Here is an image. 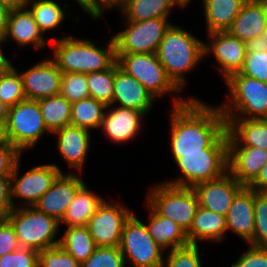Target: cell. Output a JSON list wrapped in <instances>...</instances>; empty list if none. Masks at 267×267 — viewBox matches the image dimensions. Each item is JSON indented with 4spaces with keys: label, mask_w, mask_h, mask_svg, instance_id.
Listing matches in <instances>:
<instances>
[{
    "label": "cell",
    "mask_w": 267,
    "mask_h": 267,
    "mask_svg": "<svg viewBox=\"0 0 267 267\" xmlns=\"http://www.w3.org/2000/svg\"><path fill=\"white\" fill-rule=\"evenodd\" d=\"M13 209L10 177H0V216H6Z\"/></svg>",
    "instance_id": "obj_47"
},
{
    "label": "cell",
    "mask_w": 267,
    "mask_h": 267,
    "mask_svg": "<svg viewBox=\"0 0 267 267\" xmlns=\"http://www.w3.org/2000/svg\"><path fill=\"white\" fill-rule=\"evenodd\" d=\"M106 199L91 216L87 227L97 246L120 245L123 226L133 210L120 201Z\"/></svg>",
    "instance_id": "obj_13"
},
{
    "label": "cell",
    "mask_w": 267,
    "mask_h": 267,
    "mask_svg": "<svg viewBox=\"0 0 267 267\" xmlns=\"http://www.w3.org/2000/svg\"><path fill=\"white\" fill-rule=\"evenodd\" d=\"M257 1L261 4L263 13L265 15V18L267 19V0H257Z\"/></svg>",
    "instance_id": "obj_57"
},
{
    "label": "cell",
    "mask_w": 267,
    "mask_h": 267,
    "mask_svg": "<svg viewBox=\"0 0 267 267\" xmlns=\"http://www.w3.org/2000/svg\"><path fill=\"white\" fill-rule=\"evenodd\" d=\"M5 219L4 216H0V223Z\"/></svg>",
    "instance_id": "obj_60"
},
{
    "label": "cell",
    "mask_w": 267,
    "mask_h": 267,
    "mask_svg": "<svg viewBox=\"0 0 267 267\" xmlns=\"http://www.w3.org/2000/svg\"><path fill=\"white\" fill-rule=\"evenodd\" d=\"M6 219L14 228L20 247L42 251L60 243L56 237L60 222L34 206L13 208Z\"/></svg>",
    "instance_id": "obj_6"
},
{
    "label": "cell",
    "mask_w": 267,
    "mask_h": 267,
    "mask_svg": "<svg viewBox=\"0 0 267 267\" xmlns=\"http://www.w3.org/2000/svg\"><path fill=\"white\" fill-rule=\"evenodd\" d=\"M126 0H97V19L104 16L105 9L119 8Z\"/></svg>",
    "instance_id": "obj_49"
},
{
    "label": "cell",
    "mask_w": 267,
    "mask_h": 267,
    "mask_svg": "<svg viewBox=\"0 0 267 267\" xmlns=\"http://www.w3.org/2000/svg\"><path fill=\"white\" fill-rule=\"evenodd\" d=\"M224 82L230 101L219 106L225 118L267 119V83L239 72Z\"/></svg>",
    "instance_id": "obj_5"
},
{
    "label": "cell",
    "mask_w": 267,
    "mask_h": 267,
    "mask_svg": "<svg viewBox=\"0 0 267 267\" xmlns=\"http://www.w3.org/2000/svg\"><path fill=\"white\" fill-rule=\"evenodd\" d=\"M227 233L231 231L247 245L254 234V190L244 186L234 197L226 214Z\"/></svg>",
    "instance_id": "obj_23"
},
{
    "label": "cell",
    "mask_w": 267,
    "mask_h": 267,
    "mask_svg": "<svg viewBox=\"0 0 267 267\" xmlns=\"http://www.w3.org/2000/svg\"><path fill=\"white\" fill-rule=\"evenodd\" d=\"M115 63L106 70L87 74V85L90 97L103 102L106 106L112 105L114 97Z\"/></svg>",
    "instance_id": "obj_35"
},
{
    "label": "cell",
    "mask_w": 267,
    "mask_h": 267,
    "mask_svg": "<svg viewBox=\"0 0 267 267\" xmlns=\"http://www.w3.org/2000/svg\"><path fill=\"white\" fill-rule=\"evenodd\" d=\"M145 116L144 113L132 108L109 105L106 108L100 129L112 142H130L140 132L143 124L142 119Z\"/></svg>",
    "instance_id": "obj_18"
},
{
    "label": "cell",
    "mask_w": 267,
    "mask_h": 267,
    "mask_svg": "<svg viewBox=\"0 0 267 267\" xmlns=\"http://www.w3.org/2000/svg\"><path fill=\"white\" fill-rule=\"evenodd\" d=\"M207 34L227 31L247 0H202Z\"/></svg>",
    "instance_id": "obj_29"
},
{
    "label": "cell",
    "mask_w": 267,
    "mask_h": 267,
    "mask_svg": "<svg viewBox=\"0 0 267 267\" xmlns=\"http://www.w3.org/2000/svg\"><path fill=\"white\" fill-rule=\"evenodd\" d=\"M53 40L52 59L63 73L88 74L110 68L116 61L115 42L110 35L107 46L98 47L91 39L72 35Z\"/></svg>",
    "instance_id": "obj_2"
},
{
    "label": "cell",
    "mask_w": 267,
    "mask_h": 267,
    "mask_svg": "<svg viewBox=\"0 0 267 267\" xmlns=\"http://www.w3.org/2000/svg\"><path fill=\"white\" fill-rule=\"evenodd\" d=\"M260 45L267 47V26L263 32V35L261 37V40L259 42Z\"/></svg>",
    "instance_id": "obj_56"
},
{
    "label": "cell",
    "mask_w": 267,
    "mask_h": 267,
    "mask_svg": "<svg viewBox=\"0 0 267 267\" xmlns=\"http://www.w3.org/2000/svg\"><path fill=\"white\" fill-rule=\"evenodd\" d=\"M25 99L22 77L13 65L7 72L0 75V100L12 107Z\"/></svg>",
    "instance_id": "obj_37"
},
{
    "label": "cell",
    "mask_w": 267,
    "mask_h": 267,
    "mask_svg": "<svg viewBox=\"0 0 267 267\" xmlns=\"http://www.w3.org/2000/svg\"><path fill=\"white\" fill-rule=\"evenodd\" d=\"M10 9L6 6L0 4V34L4 36L6 29H7V23H8V17L10 14Z\"/></svg>",
    "instance_id": "obj_51"
},
{
    "label": "cell",
    "mask_w": 267,
    "mask_h": 267,
    "mask_svg": "<svg viewBox=\"0 0 267 267\" xmlns=\"http://www.w3.org/2000/svg\"><path fill=\"white\" fill-rule=\"evenodd\" d=\"M82 173H61L37 201L34 207L59 222L63 219L70 203L76 196L77 191L85 184L81 179Z\"/></svg>",
    "instance_id": "obj_16"
},
{
    "label": "cell",
    "mask_w": 267,
    "mask_h": 267,
    "mask_svg": "<svg viewBox=\"0 0 267 267\" xmlns=\"http://www.w3.org/2000/svg\"><path fill=\"white\" fill-rule=\"evenodd\" d=\"M225 119L228 146H251L267 150V119Z\"/></svg>",
    "instance_id": "obj_25"
},
{
    "label": "cell",
    "mask_w": 267,
    "mask_h": 267,
    "mask_svg": "<svg viewBox=\"0 0 267 267\" xmlns=\"http://www.w3.org/2000/svg\"><path fill=\"white\" fill-rule=\"evenodd\" d=\"M119 248L133 267H163L165 251L150 236L145 223L132 213L126 220ZM164 252V253H163Z\"/></svg>",
    "instance_id": "obj_10"
},
{
    "label": "cell",
    "mask_w": 267,
    "mask_h": 267,
    "mask_svg": "<svg viewBox=\"0 0 267 267\" xmlns=\"http://www.w3.org/2000/svg\"><path fill=\"white\" fill-rule=\"evenodd\" d=\"M113 88L112 105L132 108L149 115L154 106L155 98L139 81L122 70L117 61L115 62Z\"/></svg>",
    "instance_id": "obj_19"
},
{
    "label": "cell",
    "mask_w": 267,
    "mask_h": 267,
    "mask_svg": "<svg viewBox=\"0 0 267 267\" xmlns=\"http://www.w3.org/2000/svg\"><path fill=\"white\" fill-rule=\"evenodd\" d=\"M209 44L204 42V58L210 54L218 62L217 69L226 81L239 72L244 64L249 44L225 32L207 34Z\"/></svg>",
    "instance_id": "obj_14"
},
{
    "label": "cell",
    "mask_w": 267,
    "mask_h": 267,
    "mask_svg": "<svg viewBox=\"0 0 267 267\" xmlns=\"http://www.w3.org/2000/svg\"><path fill=\"white\" fill-rule=\"evenodd\" d=\"M230 267H267V248L248 244V249Z\"/></svg>",
    "instance_id": "obj_44"
},
{
    "label": "cell",
    "mask_w": 267,
    "mask_h": 267,
    "mask_svg": "<svg viewBox=\"0 0 267 267\" xmlns=\"http://www.w3.org/2000/svg\"><path fill=\"white\" fill-rule=\"evenodd\" d=\"M29 0H0V4L6 6L10 10L27 8Z\"/></svg>",
    "instance_id": "obj_52"
},
{
    "label": "cell",
    "mask_w": 267,
    "mask_h": 267,
    "mask_svg": "<svg viewBox=\"0 0 267 267\" xmlns=\"http://www.w3.org/2000/svg\"><path fill=\"white\" fill-rule=\"evenodd\" d=\"M189 99L171 107L170 147L172 153L202 152L211 147L226 131L227 122L220 106Z\"/></svg>",
    "instance_id": "obj_1"
},
{
    "label": "cell",
    "mask_w": 267,
    "mask_h": 267,
    "mask_svg": "<svg viewBox=\"0 0 267 267\" xmlns=\"http://www.w3.org/2000/svg\"><path fill=\"white\" fill-rule=\"evenodd\" d=\"M150 187L146 201L159 215L177 223L186 233L190 230L199 207L192 187L160 182Z\"/></svg>",
    "instance_id": "obj_8"
},
{
    "label": "cell",
    "mask_w": 267,
    "mask_h": 267,
    "mask_svg": "<svg viewBox=\"0 0 267 267\" xmlns=\"http://www.w3.org/2000/svg\"><path fill=\"white\" fill-rule=\"evenodd\" d=\"M20 248L18 238L11 223L5 218L0 223V257Z\"/></svg>",
    "instance_id": "obj_45"
},
{
    "label": "cell",
    "mask_w": 267,
    "mask_h": 267,
    "mask_svg": "<svg viewBox=\"0 0 267 267\" xmlns=\"http://www.w3.org/2000/svg\"><path fill=\"white\" fill-rule=\"evenodd\" d=\"M60 94L71 103L90 97L87 74L63 73Z\"/></svg>",
    "instance_id": "obj_39"
},
{
    "label": "cell",
    "mask_w": 267,
    "mask_h": 267,
    "mask_svg": "<svg viewBox=\"0 0 267 267\" xmlns=\"http://www.w3.org/2000/svg\"><path fill=\"white\" fill-rule=\"evenodd\" d=\"M78 3L83 12L97 20V0H73Z\"/></svg>",
    "instance_id": "obj_50"
},
{
    "label": "cell",
    "mask_w": 267,
    "mask_h": 267,
    "mask_svg": "<svg viewBox=\"0 0 267 267\" xmlns=\"http://www.w3.org/2000/svg\"><path fill=\"white\" fill-rule=\"evenodd\" d=\"M157 55L169 79L183 92L187 84L186 74L205 59L204 42L172 24L161 40Z\"/></svg>",
    "instance_id": "obj_3"
},
{
    "label": "cell",
    "mask_w": 267,
    "mask_h": 267,
    "mask_svg": "<svg viewBox=\"0 0 267 267\" xmlns=\"http://www.w3.org/2000/svg\"><path fill=\"white\" fill-rule=\"evenodd\" d=\"M249 187L256 192L267 194V162L263 165L259 176Z\"/></svg>",
    "instance_id": "obj_48"
},
{
    "label": "cell",
    "mask_w": 267,
    "mask_h": 267,
    "mask_svg": "<svg viewBox=\"0 0 267 267\" xmlns=\"http://www.w3.org/2000/svg\"><path fill=\"white\" fill-rule=\"evenodd\" d=\"M6 126L9 142L21 154L33 149L45 133L52 134L45 125L38 100L25 99L10 107Z\"/></svg>",
    "instance_id": "obj_9"
},
{
    "label": "cell",
    "mask_w": 267,
    "mask_h": 267,
    "mask_svg": "<svg viewBox=\"0 0 267 267\" xmlns=\"http://www.w3.org/2000/svg\"><path fill=\"white\" fill-rule=\"evenodd\" d=\"M91 131L74 125H68L54 131L57 136L56 147L59 154L73 171L82 172L91 146Z\"/></svg>",
    "instance_id": "obj_20"
},
{
    "label": "cell",
    "mask_w": 267,
    "mask_h": 267,
    "mask_svg": "<svg viewBox=\"0 0 267 267\" xmlns=\"http://www.w3.org/2000/svg\"><path fill=\"white\" fill-rule=\"evenodd\" d=\"M198 245L175 248L164 256L163 267H202Z\"/></svg>",
    "instance_id": "obj_40"
},
{
    "label": "cell",
    "mask_w": 267,
    "mask_h": 267,
    "mask_svg": "<svg viewBox=\"0 0 267 267\" xmlns=\"http://www.w3.org/2000/svg\"><path fill=\"white\" fill-rule=\"evenodd\" d=\"M266 26L261 4L257 0H247L227 32L249 45L259 44Z\"/></svg>",
    "instance_id": "obj_24"
},
{
    "label": "cell",
    "mask_w": 267,
    "mask_h": 267,
    "mask_svg": "<svg viewBox=\"0 0 267 267\" xmlns=\"http://www.w3.org/2000/svg\"><path fill=\"white\" fill-rule=\"evenodd\" d=\"M243 187L229 172H226L217 179L195 185L193 189L200 207L226 216L234 197Z\"/></svg>",
    "instance_id": "obj_17"
},
{
    "label": "cell",
    "mask_w": 267,
    "mask_h": 267,
    "mask_svg": "<svg viewBox=\"0 0 267 267\" xmlns=\"http://www.w3.org/2000/svg\"><path fill=\"white\" fill-rule=\"evenodd\" d=\"M4 43H2L0 45V75L7 72L12 66L13 64L11 63V59H8L5 55H4V51H2V46Z\"/></svg>",
    "instance_id": "obj_53"
},
{
    "label": "cell",
    "mask_w": 267,
    "mask_h": 267,
    "mask_svg": "<svg viewBox=\"0 0 267 267\" xmlns=\"http://www.w3.org/2000/svg\"><path fill=\"white\" fill-rule=\"evenodd\" d=\"M38 267H81L63 247L56 245L39 251Z\"/></svg>",
    "instance_id": "obj_42"
},
{
    "label": "cell",
    "mask_w": 267,
    "mask_h": 267,
    "mask_svg": "<svg viewBox=\"0 0 267 267\" xmlns=\"http://www.w3.org/2000/svg\"><path fill=\"white\" fill-rule=\"evenodd\" d=\"M68 7V3H64L62 7L55 0H29L27 4V8L44 36H46V32L61 26Z\"/></svg>",
    "instance_id": "obj_31"
},
{
    "label": "cell",
    "mask_w": 267,
    "mask_h": 267,
    "mask_svg": "<svg viewBox=\"0 0 267 267\" xmlns=\"http://www.w3.org/2000/svg\"><path fill=\"white\" fill-rule=\"evenodd\" d=\"M7 120H0V145L2 144H11L7 136Z\"/></svg>",
    "instance_id": "obj_54"
},
{
    "label": "cell",
    "mask_w": 267,
    "mask_h": 267,
    "mask_svg": "<svg viewBox=\"0 0 267 267\" xmlns=\"http://www.w3.org/2000/svg\"><path fill=\"white\" fill-rule=\"evenodd\" d=\"M9 39L20 47L32 45L35 49H43L48 43L28 8L10 11L7 29L3 36L4 45L10 41Z\"/></svg>",
    "instance_id": "obj_22"
},
{
    "label": "cell",
    "mask_w": 267,
    "mask_h": 267,
    "mask_svg": "<svg viewBox=\"0 0 267 267\" xmlns=\"http://www.w3.org/2000/svg\"><path fill=\"white\" fill-rule=\"evenodd\" d=\"M107 106L92 97L71 103V125L89 131L101 128Z\"/></svg>",
    "instance_id": "obj_33"
},
{
    "label": "cell",
    "mask_w": 267,
    "mask_h": 267,
    "mask_svg": "<svg viewBox=\"0 0 267 267\" xmlns=\"http://www.w3.org/2000/svg\"><path fill=\"white\" fill-rule=\"evenodd\" d=\"M267 162V150L251 146H228V172L249 187Z\"/></svg>",
    "instance_id": "obj_21"
},
{
    "label": "cell",
    "mask_w": 267,
    "mask_h": 267,
    "mask_svg": "<svg viewBox=\"0 0 267 267\" xmlns=\"http://www.w3.org/2000/svg\"><path fill=\"white\" fill-rule=\"evenodd\" d=\"M172 155L182 175L165 182L193 188L199 183L217 179L228 172L227 131L211 147L202 149V152Z\"/></svg>",
    "instance_id": "obj_4"
},
{
    "label": "cell",
    "mask_w": 267,
    "mask_h": 267,
    "mask_svg": "<svg viewBox=\"0 0 267 267\" xmlns=\"http://www.w3.org/2000/svg\"><path fill=\"white\" fill-rule=\"evenodd\" d=\"M145 206L149 210L148 224L146 223L149 234L164 251L190 244L186 232L177 223L159 215L147 202Z\"/></svg>",
    "instance_id": "obj_26"
},
{
    "label": "cell",
    "mask_w": 267,
    "mask_h": 267,
    "mask_svg": "<svg viewBox=\"0 0 267 267\" xmlns=\"http://www.w3.org/2000/svg\"><path fill=\"white\" fill-rule=\"evenodd\" d=\"M254 234L251 246L267 248V194L254 191Z\"/></svg>",
    "instance_id": "obj_38"
},
{
    "label": "cell",
    "mask_w": 267,
    "mask_h": 267,
    "mask_svg": "<svg viewBox=\"0 0 267 267\" xmlns=\"http://www.w3.org/2000/svg\"><path fill=\"white\" fill-rule=\"evenodd\" d=\"M20 162L21 157L16 162L10 176L12 205L13 208H17L14 200L20 198L24 201L25 207H32L50 189L62 170L53 163L41 164L32 166L20 176Z\"/></svg>",
    "instance_id": "obj_12"
},
{
    "label": "cell",
    "mask_w": 267,
    "mask_h": 267,
    "mask_svg": "<svg viewBox=\"0 0 267 267\" xmlns=\"http://www.w3.org/2000/svg\"><path fill=\"white\" fill-rule=\"evenodd\" d=\"M105 199L88 189L86 183L77 191L75 198L70 203L60 226L66 227L87 226L91 216Z\"/></svg>",
    "instance_id": "obj_30"
},
{
    "label": "cell",
    "mask_w": 267,
    "mask_h": 267,
    "mask_svg": "<svg viewBox=\"0 0 267 267\" xmlns=\"http://www.w3.org/2000/svg\"><path fill=\"white\" fill-rule=\"evenodd\" d=\"M59 245L80 264L86 261L97 248L87 226L66 227L60 237Z\"/></svg>",
    "instance_id": "obj_32"
},
{
    "label": "cell",
    "mask_w": 267,
    "mask_h": 267,
    "mask_svg": "<svg viewBox=\"0 0 267 267\" xmlns=\"http://www.w3.org/2000/svg\"><path fill=\"white\" fill-rule=\"evenodd\" d=\"M123 23L126 28L112 36L116 54L157 53L161 40L173 24L167 18Z\"/></svg>",
    "instance_id": "obj_11"
},
{
    "label": "cell",
    "mask_w": 267,
    "mask_h": 267,
    "mask_svg": "<svg viewBox=\"0 0 267 267\" xmlns=\"http://www.w3.org/2000/svg\"><path fill=\"white\" fill-rule=\"evenodd\" d=\"M174 7L185 8L179 0H126L120 7L123 21L169 18ZM170 15V16H169Z\"/></svg>",
    "instance_id": "obj_28"
},
{
    "label": "cell",
    "mask_w": 267,
    "mask_h": 267,
    "mask_svg": "<svg viewBox=\"0 0 267 267\" xmlns=\"http://www.w3.org/2000/svg\"><path fill=\"white\" fill-rule=\"evenodd\" d=\"M39 251L20 247L0 257V267H38Z\"/></svg>",
    "instance_id": "obj_43"
},
{
    "label": "cell",
    "mask_w": 267,
    "mask_h": 267,
    "mask_svg": "<svg viewBox=\"0 0 267 267\" xmlns=\"http://www.w3.org/2000/svg\"><path fill=\"white\" fill-rule=\"evenodd\" d=\"M22 154L12 144L0 145V177H10Z\"/></svg>",
    "instance_id": "obj_46"
},
{
    "label": "cell",
    "mask_w": 267,
    "mask_h": 267,
    "mask_svg": "<svg viewBox=\"0 0 267 267\" xmlns=\"http://www.w3.org/2000/svg\"><path fill=\"white\" fill-rule=\"evenodd\" d=\"M179 1H180V3L186 8V7L189 6V4H190V2H191L192 0H179Z\"/></svg>",
    "instance_id": "obj_58"
},
{
    "label": "cell",
    "mask_w": 267,
    "mask_h": 267,
    "mask_svg": "<svg viewBox=\"0 0 267 267\" xmlns=\"http://www.w3.org/2000/svg\"><path fill=\"white\" fill-rule=\"evenodd\" d=\"M3 43V36L0 34V45Z\"/></svg>",
    "instance_id": "obj_59"
},
{
    "label": "cell",
    "mask_w": 267,
    "mask_h": 267,
    "mask_svg": "<svg viewBox=\"0 0 267 267\" xmlns=\"http://www.w3.org/2000/svg\"><path fill=\"white\" fill-rule=\"evenodd\" d=\"M9 108V106L0 100V120H7Z\"/></svg>",
    "instance_id": "obj_55"
},
{
    "label": "cell",
    "mask_w": 267,
    "mask_h": 267,
    "mask_svg": "<svg viewBox=\"0 0 267 267\" xmlns=\"http://www.w3.org/2000/svg\"><path fill=\"white\" fill-rule=\"evenodd\" d=\"M19 73L22 77L26 99L38 100L60 94L63 72L51 57Z\"/></svg>",
    "instance_id": "obj_15"
},
{
    "label": "cell",
    "mask_w": 267,
    "mask_h": 267,
    "mask_svg": "<svg viewBox=\"0 0 267 267\" xmlns=\"http://www.w3.org/2000/svg\"><path fill=\"white\" fill-rule=\"evenodd\" d=\"M227 235L226 216L198 207L190 230L186 233L190 244L199 245V241L221 242Z\"/></svg>",
    "instance_id": "obj_27"
},
{
    "label": "cell",
    "mask_w": 267,
    "mask_h": 267,
    "mask_svg": "<svg viewBox=\"0 0 267 267\" xmlns=\"http://www.w3.org/2000/svg\"><path fill=\"white\" fill-rule=\"evenodd\" d=\"M125 264L119 246H97L93 254L81 263V267H125Z\"/></svg>",
    "instance_id": "obj_41"
},
{
    "label": "cell",
    "mask_w": 267,
    "mask_h": 267,
    "mask_svg": "<svg viewBox=\"0 0 267 267\" xmlns=\"http://www.w3.org/2000/svg\"><path fill=\"white\" fill-rule=\"evenodd\" d=\"M38 104L51 133L71 124V102L61 94L38 99Z\"/></svg>",
    "instance_id": "obj_34"
},
{
    "label": "cell",
    "mask_w": 267,
    "mask_h": 267,
    "mask_svg": "<svg viewBox=\"0 0 267 267\" xmlns=\"http://www.w3.org/2000/svg\"><path fill=\"white\" fill-rule=\"evenodd\" d=\"M116 58L119 67L139 81L155 99L167 94L175 95L172 107L188 100L187 97L178 98L176 95L181 91L167 76L157 53L116 54Z\"/></svg>",
    "instance_id": "obj_7"
},
{
    "label": "cell",
    "mask_w": 267,
    "mask_h": 267,
    "mask_svg": "<svg viewBox=\"0 0 267 267\" xmlns=\"http://www.w3.org/2000/svg\"><path fill=\"white\" fill-rule=\"evenodd\" d=\"M239 73L267 83V47L260 44L249 45Z\"/></svg>",
    "instance_id": "obj_36"
}]
</instances>
